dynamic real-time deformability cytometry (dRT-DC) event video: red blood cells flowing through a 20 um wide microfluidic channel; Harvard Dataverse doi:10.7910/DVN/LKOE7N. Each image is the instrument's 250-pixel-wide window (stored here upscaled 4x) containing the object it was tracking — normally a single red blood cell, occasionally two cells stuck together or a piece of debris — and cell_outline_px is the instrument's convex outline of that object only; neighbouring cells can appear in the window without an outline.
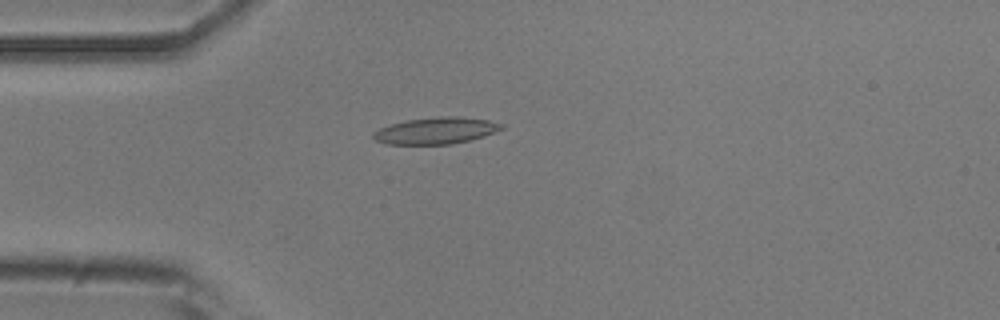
{"species": "common noctule bat (a hibernating species)", "species_latin": "Nyctalus noctula", "temperature_condition": "room temperature", "stored_images_in_passage": 54, "camera_frame_rate_fps": 3000, "um_per_image_px": 0.085, "animal": {"sex": "male", "body_mass_g": 20.5, "forearm_length_mm": 52.5}, "frame": {"image": 1, "passage_image": 14, "time_ms": 4.333, "image_size_px": [1000, 320], "cell_outline_px": [[504, 128], [484, 136], [452, 144], [384, 144], [376, 140], [372, 136], [372, 132], [380, 128], [392, 124], [408, 120], [440, 116], [456, 116], [488, 120], [504, 124]], "centroid_in_image_um": [37.05, 11.11], "position_along_channel_um": 47.9, "area_um2": 19.77}}
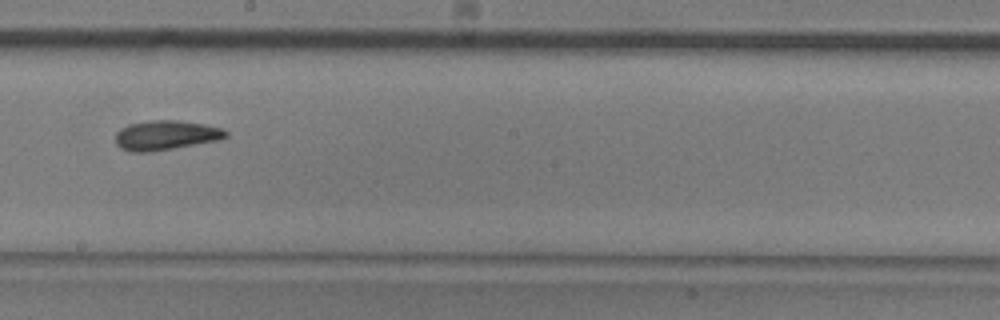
{"frame": {"image": 2, "passage_image": 30, "time_ms": 9.667, "image_size_px": [1000, 320], "cell_outline_px": [[228, 136], [220, 140], [152, 152], [128, 152], [120, 148], [116, 144], [116, 132], [120, 128], [128, 124], [148, 120], [180, 120], [204, 124], [220, 128], [228, 132]], "centroid_in_image_um": [14.07, 11.5], "position_along_channel_um": 234.1, "area_um2": 19.31}}
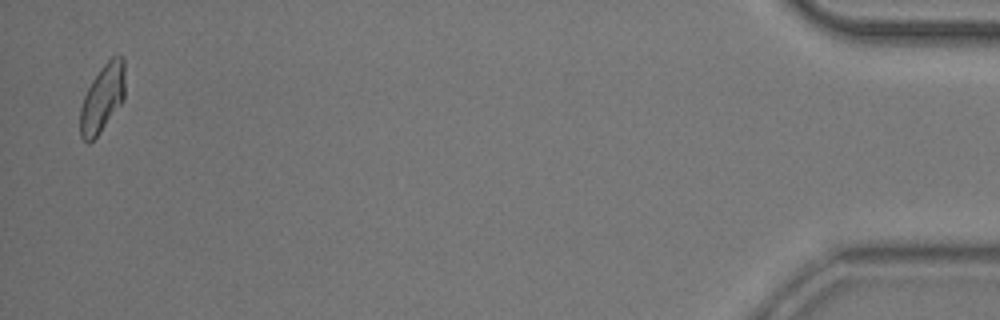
{"frame": {"image": 3, "passage_image": 53, "time_ms": 17.333, "image_size_px": [1000, 320], "cell_outline_px": [[124, 100], [100, 132], [88, 144], [80, 136], [80, 108], [84, 96], [92, 80], [104, 64], [112, 56], [124, 56]], "centroid_in_image_um": [8.7, 8.35], "position_along_channel_um": 426.5, "area_um2": 17.57}, "authors_computed_cell_mechanics": {"area_um2": 18.5827, "velocity_mm_per_s": 3.6961, "shape_relaxation_time_tau1_ms": 5.7178, "shape_relaxation_time_tau2_ms": 4.2574, "deformation_change_tau1": 0.1437, "deformation_change_tau2": 0.1246}}